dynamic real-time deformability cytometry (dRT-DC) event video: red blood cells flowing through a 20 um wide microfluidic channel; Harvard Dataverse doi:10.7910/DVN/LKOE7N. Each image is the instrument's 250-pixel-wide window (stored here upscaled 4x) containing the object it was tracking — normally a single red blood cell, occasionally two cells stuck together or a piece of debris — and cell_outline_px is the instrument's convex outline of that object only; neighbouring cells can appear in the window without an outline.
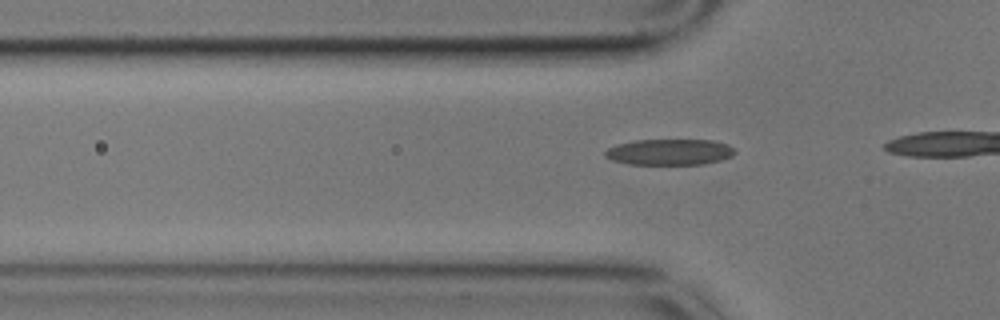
{"species": "common noctule bat (a hibernating species)", "species_latin": "Nyctalus noctula", "temperature_condition": "cold", "stored_images_in_passage": 10, "camera_frame_rate_fps": 3000, "um_per_image_px": 0.085, "animal": {"sex": "male", "body_mass_g": 17.9}, "frame": {"image": 1, "passage_image": 4, "time_ms": 1.0, "image_size_px": [1000, 320], "cell_outline_px": [[736, 152], [732, 156], [720, 160], [700, 164], [628, 164], [612, 160], [604, 156], [604, 152], [608, 148], [616, 144], [636, 140], [716, 140], [728, 144]], "centroid_in_image_um": [56.9, 12.91], "position_along_channel_um": 68.9, "area_um2": 19.65}}
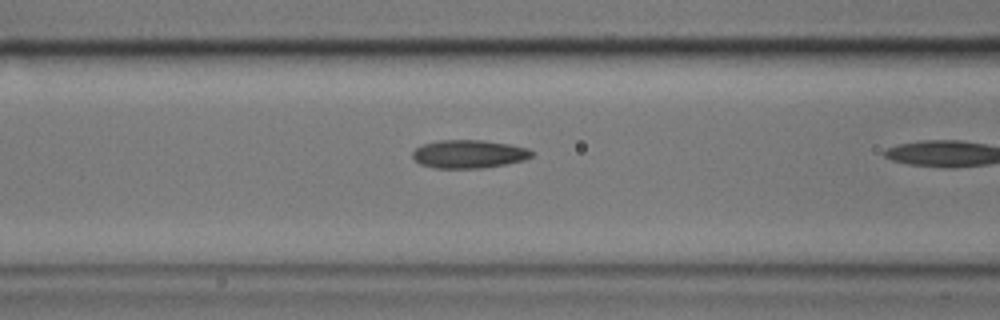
{"frame": {"image": 2, "passage_image": 9, "time_ms": 2.667, "image_size_px": [1000, 320], "cell_outline_px": [[536, 152], [532, 156], [524, 160], [484, 168], [436, 168], [420, 164], [412, 156], [412, 152], [416, 148], [424, 144], [440, 140], [484, 140], [508, 144], [528, 148]], "centroid_in_image_um": [39.88, 13.09], "position_along_channel_um": 126.7, "area_um2": 19.59}}